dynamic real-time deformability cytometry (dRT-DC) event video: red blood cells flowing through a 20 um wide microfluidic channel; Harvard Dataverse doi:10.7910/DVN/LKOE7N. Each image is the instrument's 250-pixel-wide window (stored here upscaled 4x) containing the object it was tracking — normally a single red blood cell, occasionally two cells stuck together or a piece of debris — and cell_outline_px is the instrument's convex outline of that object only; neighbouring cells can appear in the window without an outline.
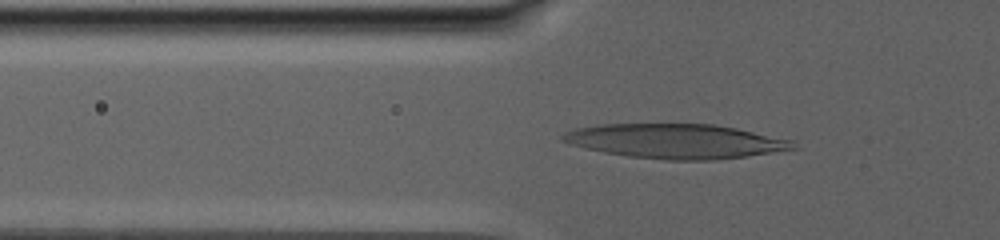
{"species": "human", "species_latin": "Homo sapiens", "temperature_condition": "warm", "stored_images_in_passage": 61, "camera_frame_rate_fps": 3000, "um_per_image_px": 0.085, "donor": {"sex": "male"}, "frame": {"image": 1, "passage_image": 21, "time_ms": 9.667, "image_size_px": [1000, 240], "cell_outline_px": [[796, 148], [744, 156], [716, 160], [664, 160], [628, 156], [604, 152], [584, 148], [560, 140], [560, 136], [564, 132], [576, 128], [596, 124], [716, 124], [736, 128], [792, 140]], "centroid_in_image_um": [57.37, 11.99], "position_along_channel_um": 68.4, "area_um2": 46.18}}
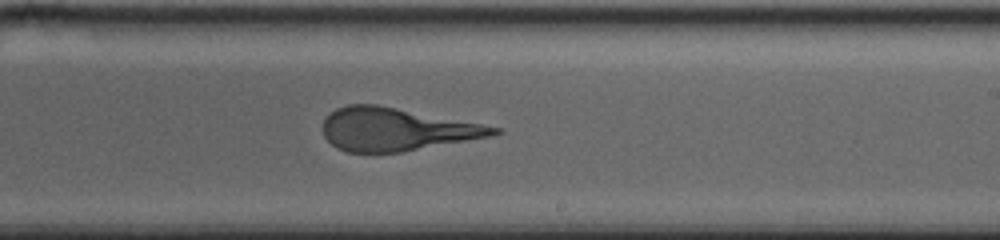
{"frame": {"image": 2, "passage_image": 39, "time_ms": 17.333, "image_size_px": [1000, 240], "cell_outline_px": [[504, 132], [492, 136], [400, 152], [348, 152], [336, 148], [324, 136], [324, 116], [336, 108], [348, 104], [376, 104], [480, 124], [500, 128]], "centroid_in_image_um": [33.64, 10.99], "position_along_channel_um": 255.4, "area_um2": 42.19}}
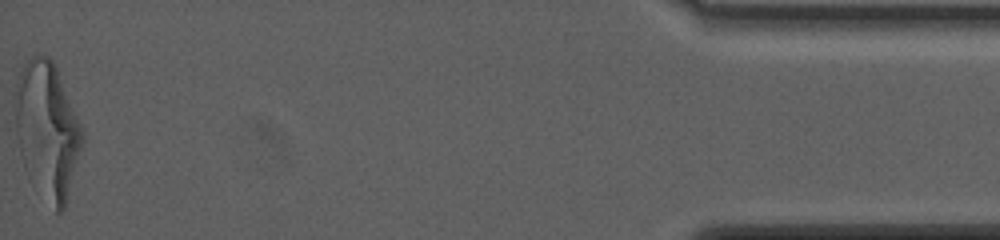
{"frame": {"image": 3, "passage_image": 61, "time_ms": 27.333, "image_size_px": [1000, 240], "cell_outline_px": [[84, 144], [64, 208], [60, 212], [56, 212], [20, 152], [16, 128], [16, 84], [20, 72], [24, 64], [32, 56], [48, 56], [52, 60], [56, 68], [84, 132]], "centroid_in_image_um": [4.07, 10.96], "position_along_channel_um": 431.1, "area_um2": 51.1}}